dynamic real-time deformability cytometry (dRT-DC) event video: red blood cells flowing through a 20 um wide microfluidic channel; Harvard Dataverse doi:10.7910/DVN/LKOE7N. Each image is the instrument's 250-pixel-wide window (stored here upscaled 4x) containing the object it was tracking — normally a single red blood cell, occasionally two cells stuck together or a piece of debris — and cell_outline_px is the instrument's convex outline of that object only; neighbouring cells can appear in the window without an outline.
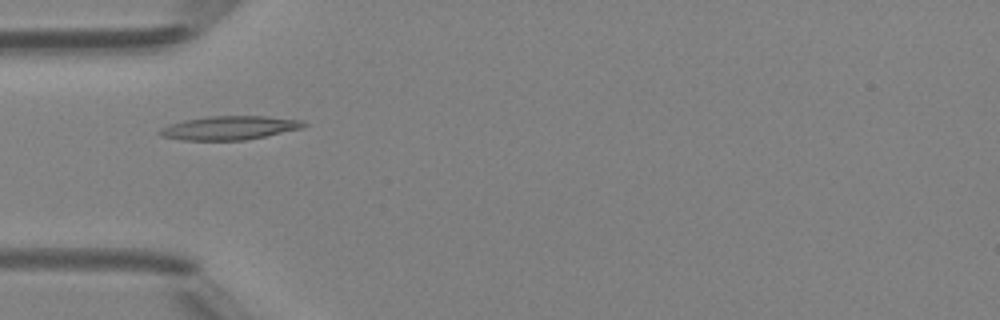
{"species": "Egyptian fruit bat (a non-hibernating species)", "species_latin": "Rousettus aegyptiacus", "temperature_condition": "room temperature", "stored_images_in_passage": 20, "camera_frame_rate_fps": 3000, "um_per_image_px": 0.085, "animal": {"sex": "female"}, "frame": {"image": 1, "passage_image": 1, "time_ms": 0.0, "image_size_px": [1000, 320], "cell_outline_px": [[308, 124], [300, 128], [264, 136], [244, 140], [180, 140], [160, 136], [156, 132], [160, 128], [168, 124], [184, 120], [208, 116], [264, 116], [304, 120]], "centroid_in_image_um": [19.43, 10.86], "position_along_channel_um": 65.6, "area_um2": 19.94}}
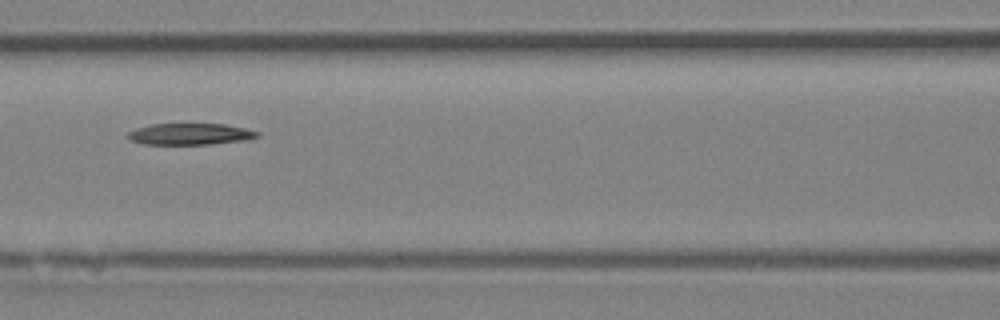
{"frame": {"image": 2, "passage_image": 7, "time_ms": 2.0, "image_size_px": [1000, 320], "cell_outline_px": [[260, 136], [244, 140], [212, 144], [140, 144], [128, 140], [128, 132], [136, 128], [152, 124], [224, 124], [244, 128], [260, 132]], "centroid_in_image_um": [16.13, 11.4], "position_along_channel_um": 150.5, "area_um2": 16.18}}
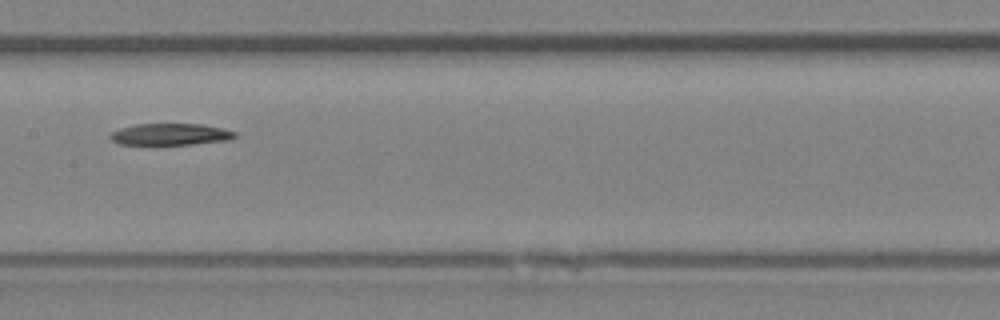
{"frame": {"image": 3, "passage_image": 10, "time_ms": 3.0, "image_size_px": [1000, 320], "cell_outline_px": [[236, 136], [228, 140], [192, 144], [120, 144], [112, 140], [108, 136], [112, 132], [120, 128], [136, 124], [200, 124], [220, 128], [236, 132]], "centroid_in_image_um": [14.46, 11.41], "position_along_channel_um": 192.9, "area_um2": 15.49}}